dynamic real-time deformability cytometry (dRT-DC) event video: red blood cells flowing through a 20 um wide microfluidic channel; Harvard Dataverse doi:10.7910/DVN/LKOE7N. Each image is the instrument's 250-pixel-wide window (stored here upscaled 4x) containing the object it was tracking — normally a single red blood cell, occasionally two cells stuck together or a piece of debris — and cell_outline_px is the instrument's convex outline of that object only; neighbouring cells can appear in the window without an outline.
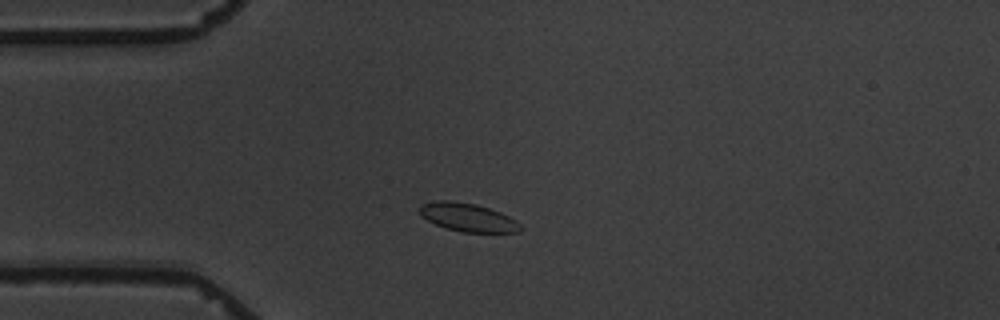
{"species": "common noctule bat (a hibernating species)", "species_latin": "Nyctalus noctula", "temperature_condition": "warm", "stored_images_in_passage": 8, "camera_frame_rate_fps": 3000, "um_per_image_px": 0.085, "animal": {"sex": "male", "body_mass_g": 19.5, "forearm_length_mm": 54.6}, "frame": {"image": 1, "passage_image": 3, "time_ms": 2.0, "image_size_px": [1000, 320], "cell_outline_px": [[524, 228], [520, 232], [460, 232], [436, 224], [428, 220], [420, 212], [420, 204], [432, 200], [452, 200], [476, 204], [500, 212], [516, 220]], "centroid_in_image_um": [39.79, 18.46], "position_along_channel_um": 45.2, "area_um2": 16.65}}
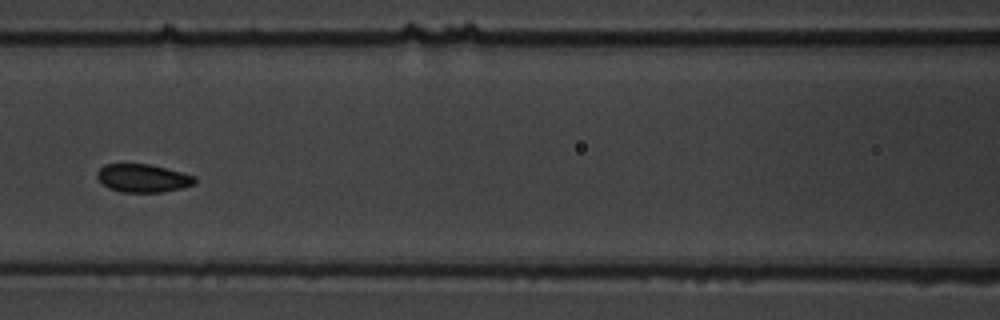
{"frame": {"image": 2, "passage_image": 6, "time_ms": 5.667, "image_size_px": [1000, 320], "cell_outline_px": [[196, 184], [180, 188], [160, 192], [124, 192], [108, 188], [96, 176], [96, 172], [104, 164], [148, 164], [196, 176]], "centroid_in_image_um": [12.14, 15.14], "position_along_channel_um": 154.5, "area_um2": 15.84}}
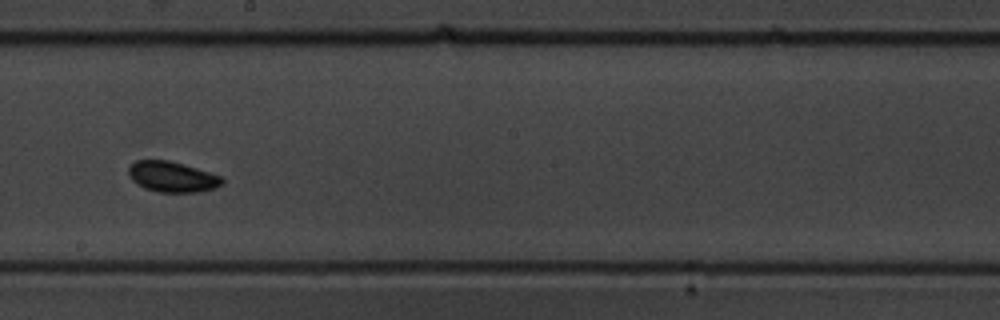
{"frame": {"image": 3, "passage_image": 8, "time_ms": 8.0, "image_size_px": [1000, 320], "cell_outline_px": [[224, 184], [216, 188], [200, 192], [156, 192], [144, 188], [136, 184], [132, 180], [128, 172], [128, 168], [136, 160], [168, 160], [184, 164], [220, 176], [224, 180]], "centroid_in_image_um": [14.64, 15.04], "position_along_channel_um": 233.6, "area_um2": 16.76}}